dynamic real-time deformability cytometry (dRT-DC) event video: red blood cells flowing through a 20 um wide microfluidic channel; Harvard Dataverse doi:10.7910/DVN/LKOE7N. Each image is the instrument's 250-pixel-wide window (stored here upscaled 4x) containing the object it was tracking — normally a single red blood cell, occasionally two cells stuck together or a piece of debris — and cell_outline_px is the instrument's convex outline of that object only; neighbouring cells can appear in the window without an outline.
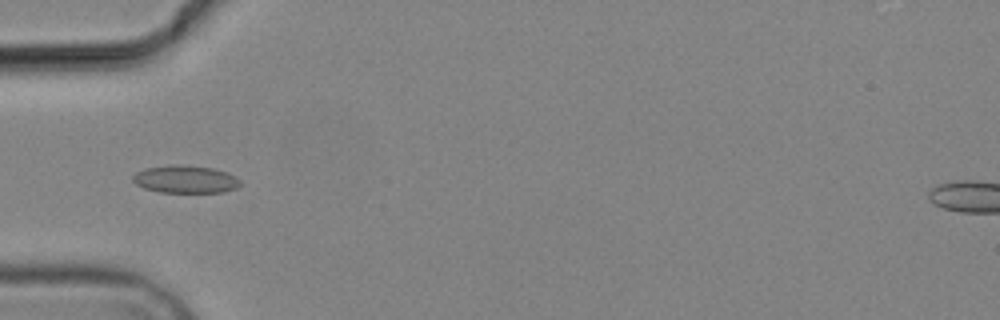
{"species": "common noctule bat (a hibernating species)", "species_latin": "Nyctalus noctula", "temperature_condition": "cold", "stored_images_in_passage": 7, "camera_frame_rate_fps": 3000, "um_per_image_px": 0.085, "animal": {"sex": "male", "body_mass_g": 19.2, "forearm_length_mm": 51.8}, "frame": {"image": 1, "passage_image": 5, "time_ms": 6.0, "image_size_px": [1000, 320], "cell_outline_px": [[240, 184], [236, 188], [224, 192], [160, 192], [144, 188], [136, 184], [132, 180], [132, 176], [136, 172], [144, 168], [168, 164], [184, 164], [212, 168], [236, 176], [240, 180]], "centroid_in_image_um": [15.72, 15.22], "position_along_channel_um": 69.3, "area_um2": 17.46}}
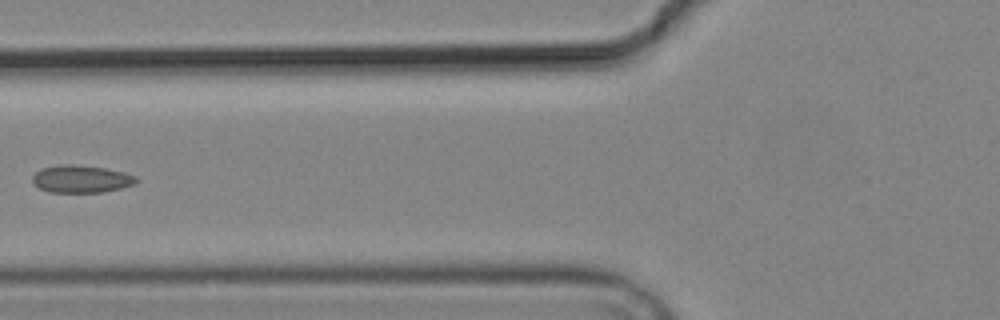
{"frame": {"image": 2, "passage_image": 6, "time_ms": 7.333, "image_size_px": [1000, 320], "cell_outline_px": [[140, 180], [136, 184], [104, 192], [48, 192], [40, 188], [32, 180], [32, 176], [40, 168], [60, 164], [76, 164], [104, 168], [124, 172], [136, 176]], "centroid_in_image_um": [6.92, 15.2], "position_along_channel_um": 118.9, "area_um2": 16.76}}
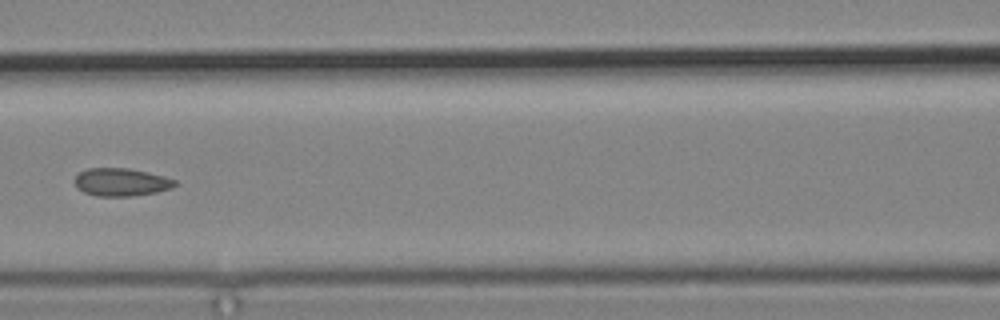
{"frame": {"image": 3, "passage_image": 7, "time_ms": 8.333, "image_size_px": [1000, 320], "cell_outline_px": [[176, 184], [172, 188], [156, 192], [132, 196], [96, 196], [84, 192], [76, 188], [72, 180], [80, 172], [88, 168], [128, 168], [148, 172], [164, 176], [176, 180]], "centroid_in_image_um": [10.27, 15.48], "position_along_channel_um": 156.3, "area_um2": 16.42}}